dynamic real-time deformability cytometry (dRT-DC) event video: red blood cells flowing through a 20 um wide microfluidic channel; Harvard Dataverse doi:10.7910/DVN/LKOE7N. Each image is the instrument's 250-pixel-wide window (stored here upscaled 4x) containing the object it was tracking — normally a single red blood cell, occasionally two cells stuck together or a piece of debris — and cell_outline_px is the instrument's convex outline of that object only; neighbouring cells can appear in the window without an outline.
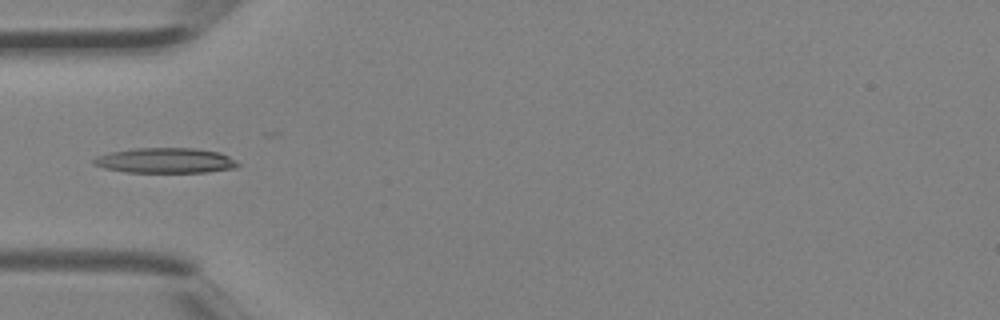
{"species": "Egyptian fruit bat (a non-hibernating species)", "species_latin": "Rousettus aegyptiacus", "temperature_condition": "room temperature", "stored_images_in_passage": 3, "camera_frame_rate_fps": 3000, "um_per_image_px": 0.085, "animal": {"sex": "female"}, "frame": {"image": 1, "passage_image": 3, "time_ms": 0.667, "image_size_px": [1000, 320], "cell_outline_px": [[240, 164], [236, 168], [208, 172], [124, 172], [104, 168], [92, 164], [92, 160], [96, 156], [108, 152], [132, 148], [196, 148], [216, 152], [228, 156], [236, 160]], "centroid_in_image_um": [14.02, 13.64], "position_along_channel_um": 71.0, "area_um2": 21.33}}